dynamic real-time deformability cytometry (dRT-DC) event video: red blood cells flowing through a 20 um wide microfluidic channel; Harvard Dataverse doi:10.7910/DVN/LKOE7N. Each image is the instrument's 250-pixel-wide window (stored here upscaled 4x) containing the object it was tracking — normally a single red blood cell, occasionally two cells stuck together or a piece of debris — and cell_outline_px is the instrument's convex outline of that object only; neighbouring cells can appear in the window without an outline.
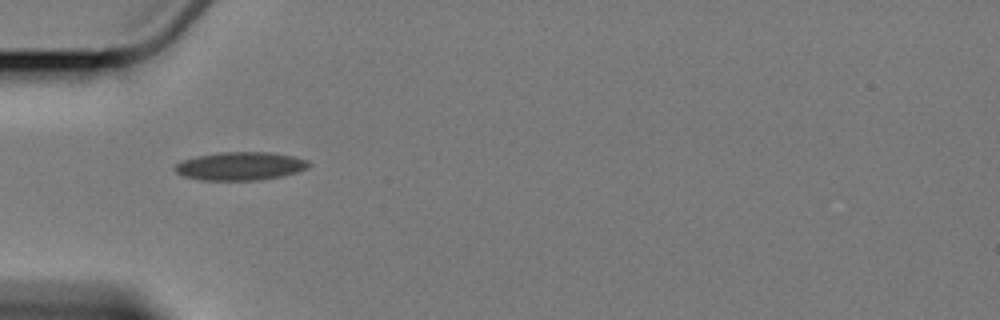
{"species": "Egyptian fruit bat (a non-hibernating species)", "species_latin": "Rousettus aegyptiacus", "temperature_condition": "cold", "stored_images_in_passage": 3, "camera_frame_rate_fps": 3000, "um_per_image_px": 0.085, "animal": {"sex": "female"}, "frame": {"image": 1, "passage_image": 2, "time_ms": 1.333, "image_size_px": [1000, 320], "cell_outline_px": [[312, 164], [308, 168], [296, 172], [280, 176], [260, 180], [200, 180], [184, 176], [176, 172], [172, 168], [176, 164], [184, 160], [196, 156], [220, 152], [272, 152], [292, 156], [308, 160]], "centroid_in_image_um": [20.43, 14.11], "position_along_channel_um": 64.6, "area_um2": 22.08}}
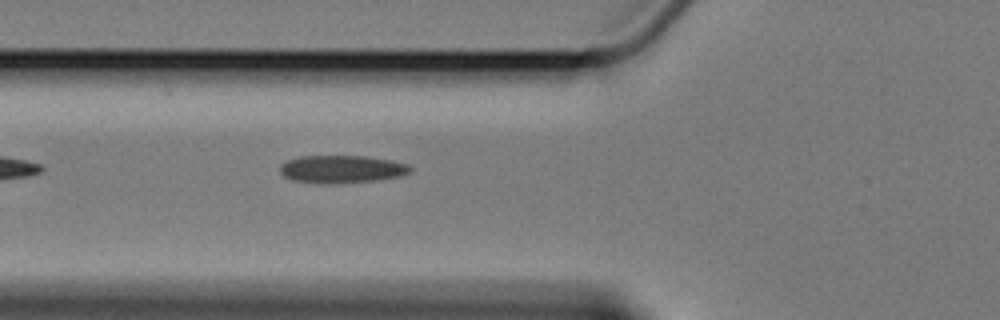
{"frame": {"image": 2, "passage_image": 3, "time_ms": 2.333, "image_size_px": [1000, 320], "cell_outline_px": [[412, 168], [408, 172], [396, 176], [376, 180], [332, 184], [328, 184], [292, 180], [284, 176], [280, 172], [280, 164], [288, 160], [300, 156], [364, 156], [392, 160], [408, 164]], "centroid_in_image_um": [29.0, 14.37], "position_along_channel_um": 96.8, "area_um2": 20.87}}